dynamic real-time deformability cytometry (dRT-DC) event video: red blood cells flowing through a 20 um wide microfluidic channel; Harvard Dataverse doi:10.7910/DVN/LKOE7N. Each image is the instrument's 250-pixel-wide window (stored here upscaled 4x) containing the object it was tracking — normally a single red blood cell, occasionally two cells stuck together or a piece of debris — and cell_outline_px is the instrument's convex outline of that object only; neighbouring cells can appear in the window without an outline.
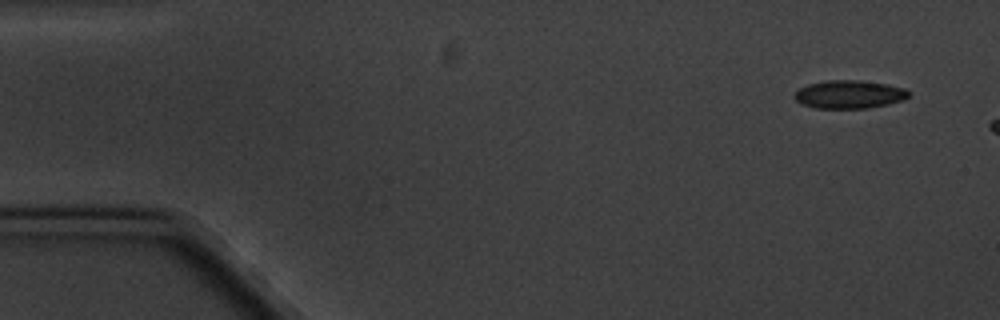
{"species": "common noctule bat (a hibernating species)", "species_latin": "Nyctalus noctula", "temperature_condition": "cold", "stored_images_in_passage": 3, "camera_frame_rate_fps": 3000, "um_per_image_px": 0.085, "animal": {"sex": "male", "body_mass_g": 20.1, "forearm_length_mm": 53.5}, "frame": {"image": 1, "passage_image": 1, "time_ms": 0.0, "image_size_px": [1000, 320], "cell_outline_px": [[908, 96], [904, 100], [888, 104], [868, 108], [816, 108], [804, 104], [796, 100], [792, 96], [800, 88], [808, 84], [824, 80], [860, 80], [888, 84], [904, 88], [908, 92]], "centroid_in_image_um": [72.18, 8.01], "position_along_channel_um": 12.8, "area_um2": 18.73}}